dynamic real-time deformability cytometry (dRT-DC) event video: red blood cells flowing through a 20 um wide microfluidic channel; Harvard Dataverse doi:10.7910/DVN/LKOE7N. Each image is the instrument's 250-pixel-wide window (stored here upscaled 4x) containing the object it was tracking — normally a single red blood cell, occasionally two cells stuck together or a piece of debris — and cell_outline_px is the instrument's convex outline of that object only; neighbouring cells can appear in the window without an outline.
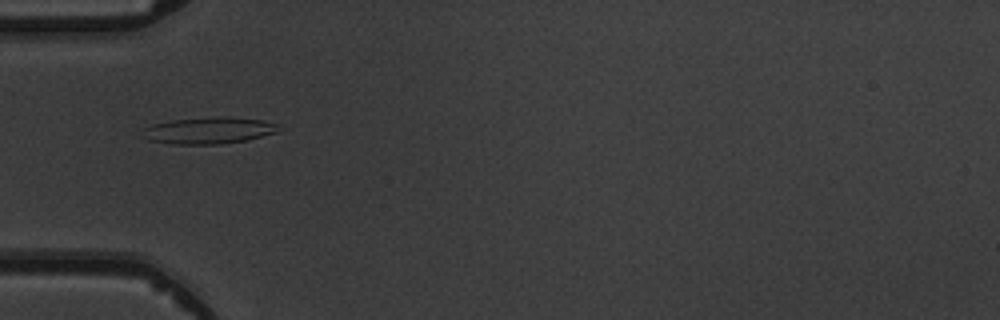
{"species": "common noctule bat (a hibernating species)", "species_latin": "Nyctalus noctula", "temperature_condition": "warm", "stored_images_in_passage": 4, "camera_frame_rate_fps": 3000, "um_per_image_px": 0.085, "animal": {"sex": "male", "body_mass_g": 19.5, "forearm_length_mm": 54.6}, "frame": {"image": 1, "passage_image": 1, "time_ms": 0.0, "image_size_px": [1000, 320], "cell_outline_px": [[276, 132], [244, 140], [220, 144], [172, 144], [148, 140], [144, 136], [144, 128], [152, 124], [172, 120], [216, 116], [228, 116], [264, 120], [276, 124]], "centroid_in_image_um": [17.7, 11.08], "position_along_channel_um": 67.3, "area_um2": 20.87}}
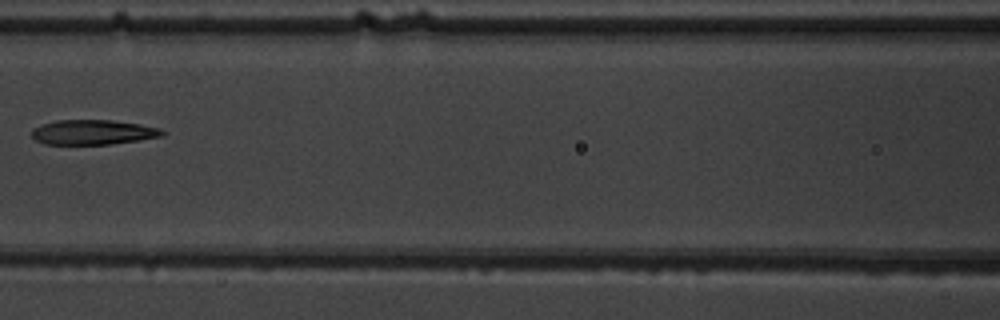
{"frame": {"image": 2, "passage_image": 3, "time_ms": 2.333, "image_size_px": [1000, 320], "cell_outline_px": [[164, 136], [112, 144], [44, 144], [36, 140], [32, 136], [32, 128], [56, 120], [112, 120], [140, 124], [160, 128], [164, 132]], "centroid_in_image_um": [7.91, 11.24], "position_along_channel_um": 158.7, "area_um2": 18.84}}
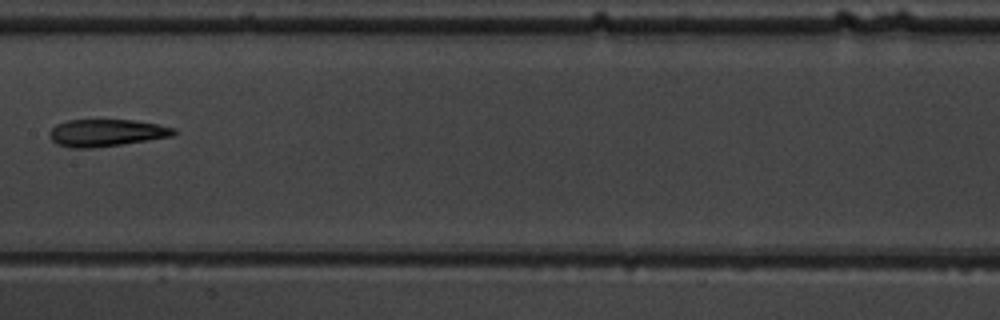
{"frame": {"image": 3, "passage_image": 4, "time_ms": 3.333, "image_size_px": [1000, 320], "cell_outline_px": [[176, 132], [172, 136], [148, 140], [92, 148], [68, 148], [56, 144], [52, 140], [48, 132], [56, 124], [68, 120], [132, 120], [160, 124], [176, 128]], "centroid_in_image_um": [9.02, 11.29], "position_along_channel_um": 198.4, "area_um2": 19.71}}